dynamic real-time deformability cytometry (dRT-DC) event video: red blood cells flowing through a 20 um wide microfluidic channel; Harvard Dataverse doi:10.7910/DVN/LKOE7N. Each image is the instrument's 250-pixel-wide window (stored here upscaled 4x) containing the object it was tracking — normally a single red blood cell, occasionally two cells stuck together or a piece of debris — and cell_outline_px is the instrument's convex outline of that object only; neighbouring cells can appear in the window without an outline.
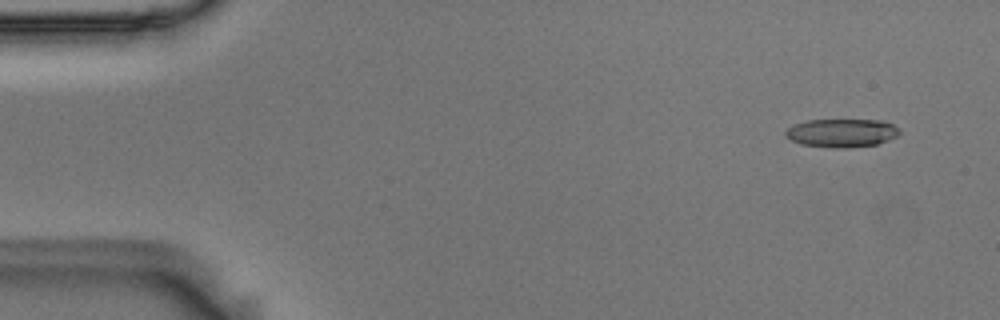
{"species": "Egyptian fruit bat (a non-hibernating species)", "species_latin": "Rousettus aegyptiacus", "temperature_condition": "room temperature", "stored_images_in_passage": 54, "camera_frame_rate_fps": 3000, "um_per_image_px": 0.085, "animal": {"sex": "male"}, "frame": {"image": 1, "passage_image": 4, "time_ms": 1.0, "image_size_px": [1000, 320], "cell_outline_px": [[900, 132], [896, 136], [876, 144], [848, 148], [832, 148], [800, 144], [784, 136], [784, 132], [792, 124], [808, 120], [884, 120], [900, 128]], "centroid_in_image_um": [71.52, 11.29], "position_along_channel_um": 13.5, "area_um2": 18.96}}
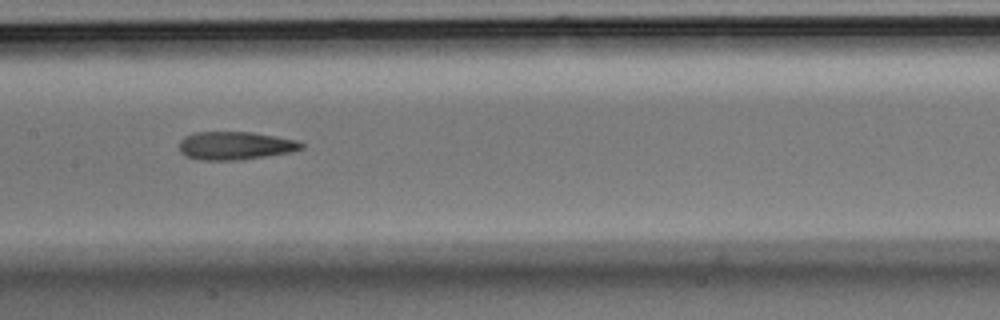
{"frame": {"image": 2, "passage_image": 27, "time_ms": 8.667, "image_size_px": [1000, 320], "cell_outline_px": [[304, 148], [292, 152], [236, 160], [200, 160], [188, 156], [180, 152], [180, 140], [184, 136], [196, 132], [252, 132], [276, 136], [296, 140], [304, 144]], "centroid_in_image_um": [20.0, 12.37], "position_along_channel_um": 187.4, "area_um2": 19.94}}
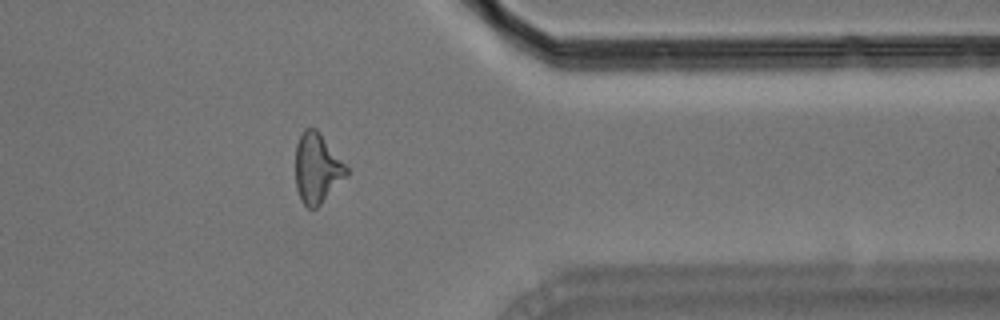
{"frame": {"image": 3, "passage_image": 44, "time_ms": 14.333, "image_size_px": [1000, 320], "cell_outline_px": [[348, 172], [320, 204], [316, 208], [308, 208], [300, 200], [296, 188], [296, 144], [304, 128], [316, 128], [348, 168]], "centroid_in_image_um": [26.91, 14.29], "position_along_channel_um": 384.5, "area_um2": 20.23}, "authors_computed_cell_mechanics": {"area_um2": 20.0855, "velocity_mm_per_s": 3.7074, "shape_relaxation_time_tau1_ms": null, "shape_relaxation_time_tau2_ms": 3.6253, "deformation_change_tau1": null, "deformation_change_tau2": 0.1497}}